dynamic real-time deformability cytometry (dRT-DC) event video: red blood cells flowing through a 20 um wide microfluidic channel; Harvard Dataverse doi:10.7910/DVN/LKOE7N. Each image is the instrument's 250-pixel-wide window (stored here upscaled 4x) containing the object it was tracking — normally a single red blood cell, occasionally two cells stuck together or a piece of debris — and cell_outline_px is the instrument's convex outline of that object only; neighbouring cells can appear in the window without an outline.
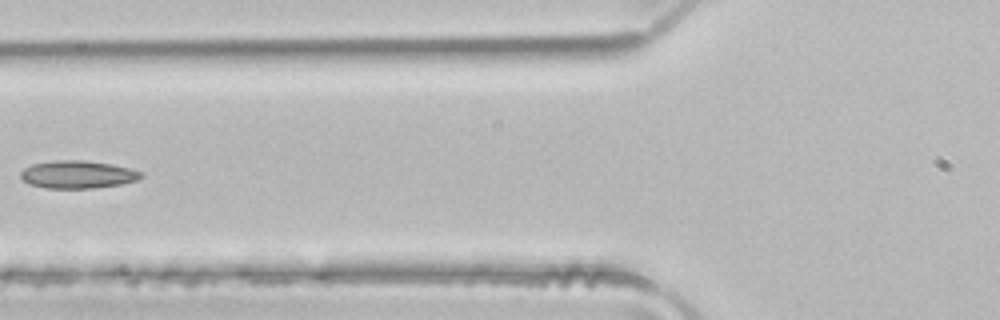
{"species": "common noctule bat (a hibernating species)", "species_latin": "Nyctalus noctula", "temperature_condition": "room temperature", "stored_images_in_passage": 3, "camera_frame_rate_fps": 3000, "um_per_image_px": 0.085, "animal": {"sex": "male", "body_mass_g": 21.5, "forearm_length_mm": 52.0}, "frame": {"image": 1, "passage_image": 3, "time_ms": 0.667, "image_size_px": [1000, 320], "cell_outline_px": [[144, 176], [136, 180], [120, 184], [96, 188], [44, 188], [28, 184], [20, 176], [20, 172], [24, 168], [32, 164], [56, 160], [84, 160], [112, 164], [144, 172]], "centroid_in_image_um": [6.6, 14.83], "position_along_channel_um": 119.2, "area_um2": 19.54}}